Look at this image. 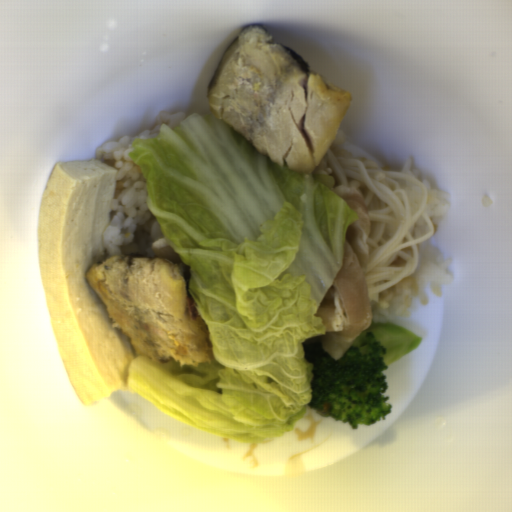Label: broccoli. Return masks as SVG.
<instances>
[{"mask_svg":"<svg viewBox=\"0 0 512 512\" xmlns=\"http://www.w3.org/2000/svg\"><path fill=\"white\" fill-rule=\"evenodd\" d=\"M422 341L421 336L391 322L369 324L341 359L321 343L304 341V359L313 368L307 406L352 430L384 421L393 412L388 370Z\"/></svg>","mask_w":512,"mask_h":512,"instance_id":"1","label":"broccoli"}]
</instances>
